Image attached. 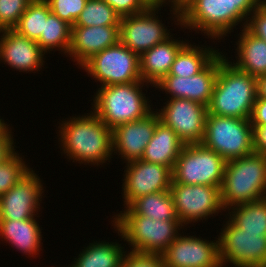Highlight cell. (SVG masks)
I'll use <instances>...</instances> for the list:
<instances>
[{
	"label": "cell",
	"instance_id": "7c38bea8",
	"mask_svg": "<svg viewBox=\"0 0 266 267\" xmlns=\"http://www.w3.org/2000/svg\"><path fill=\"white\" fill-rule=\"evenodd\" d=\"M157 11L146 9L120 19V42L139 56L172 36L159 20Z\"/></svg>",
	"mask_w": 266,
	"mask_h": 267
},
{
	"label": "cell",
	"instance_id": "83f0119b",
	"mask_svg": "<svg viewBox=\"0 0 266 267\" xmlns=\"http://www.w3.org/2000/svg\"><path fill=\"white\" fill-rule=\"evenodd\" d=\"M228 211V218L243 233L266 234V197L230 207Z\"/></svg>",
	"mask_w": 266,
	"mask_h": 267
},
{
	"label": "cell",
	"instance_id": "ab89813d",
	"mask_svg": "<svg viewBox=\"0 0 266 267\" xmlns=\"http://www.w3.org/2000/svg\"><path fill=\"white\" fill-rule=\"evenodd\" d=\"M252 127L254 152L266 155V125Z\"/></svg>",
	"mask_w": 266,
	"mask_h": 267
},
{
	"label": "cell",
	"instance_id": "44dd1931",
	"mask_svg": "<svg viewBox=\"0 0 266 267\" xmlns=\"http://www.w3.org/2000/svg\"><path fill=\"white\" fill-rule=\"evenodd\" d=\"M186 43L170 36L139 56L141 79L146 86L149 83L154 87L169 74L176 55Z\"/></svg>",
	"mask_w": 266,
	"mask_h": 267
},
{
	"label": "cell",
	"instance_id": "8fae6325",
	"mask_svg": "<svg viewBox=\"0 0 266 267\" xmlns=\"http://www.w3.org/2000/svg\"><path fill=\"white\" fill-rule=\"evenodd\" d=\"M159 109V118L185 144L202 143L205 135L207 106L185 98L167 99Z\"/></svg>",
	"mask_w": 266,
	"mask_h": 267
},
{
	"label": "cell",
	"instance_id": "8d00e7d4",
	"mask_svg": "<svg viewBox=\"0 0 266 267\" xmlns=\"http://www.w3.org/2000/svg\"><path fill=\"white\" fill-rule=\"evenodd\" d=\"M245 28L255 37L266 41V9L256 8L248 17Z\"/></svg>",
	"mask_w": 266,
	"mask_h": 267
},
{
	"label": "cell",
	"instance_id": "836d02e7",
	"mask_svg": "<svg viewBox=\"0 0 266 267\" xmlns=\"http://www.w3.org/2000/svg\"><path fill=\"white\" fill-rule=\"evenodd\" d=\"M32 0H0V30L13 29Z\"/></svg>",
	"mask_w": 266,
	"mask_h": 267
},
{
	"label": "cell",
	"instance_id": "30bf717a",
	"mask_svg": "<svg viewBox=\"0 0 266 267\" xmlns=\"http://www.w3.org/2000/svg\"><path fill=\"white\" fill-rule=\"evenodd\" d=\"M170 192L177 218L183 226L202 218L207 219L220 210L224 211L220 188L216 186L171 182Z\"/></svg>",
	"mask_w": 266,
	"mask_h": 267
},
{
	"label": "cell",
	"instance_id": "74e56055",
	"mask_svg": "<svg viewBox=\"0 0 266 267\" xmlns=\"http://www.w3.org/2000/svg\"><path fill=\"white\" fill-rule=\"evenodd\" d=\"M111 6L120 17L130 16L145 11L147 8L141 0H103Z\"/></svg>",
	"mask_w": 266,
	"mask_h": 267
},
{
	"label": "cell",
	"instance_id": "5bb4252c",
	"mask_svg": "<svg viewBox=\"0 0 266 267\" xmlns=\"http://www.w3.org/2000/svg\"><path fill=\"white\" fill-rule=\"evenodd\" d=\"M125 167L124 207L140 196L170 190L172 171L168 167L143 160L129 162Z\"/></svg>",
	"mask_w": 266,
	"mask_h": 267
},
{
	"label": "cell",
	"instance_id": "9a60e30c",
	"mask_svg": "<svg viewBox=\"0 0 266 267\" xmlns=\"http://www.w3.org/2000/svg\"><path fill=\"white\" fill-rule=\"evenodd\" d=\"M160 255L165 267H221L218 240L179 234Z\"/></svg>",
	"mask_w": 266,
	"mask_h": 267
},
{
	"label": "cell",
	"instance_id": "277c9868",
	"mask_svg": "<svg viewBox=\"0 0 266 267\" xmlns=\"http://www.w3.org/2000/svg\"><path fill=\"white\" fill-rule=\"evenodd\" d=\"M144 81L114 84L98 88L93 99V112L110 129L144 118L151 110L142 92Z\"/></svg>",
	"mask_w": 266,
	"mask_h": 267
},
{
	"label": "cell",
	"instance_id": "ac0fdd59",
	"mask_svg": "<svg viewBox=\"0 0 266 267\" xmlns=\"http://www.w3.org/2000/svg\"><path fill=\"white\" fill-rule=\"evenodd\" d=\"M180 25L206 33L213 39L225 36V1L190 0L180 9Z\"/></svg>",
	"mask_w": 266,
	"mask_h": 267
},
{
	"label": "cell",
	"instance_id": "e0dca14e",
	"mask_svg": "<svg viewBox=\"0 0 266 267\" xmlns=\"http://www.w3.org/2000/svg\"><path fill=\"white\" fill-rule=\"evenodd\" d=\"M159 120V114L152 109L144 118L114 128L112 130L113 152L121 155L122 159H125L124 162L127 161L126 163L141 160Z\"/></svg>",
	"mask_w": 266,
	"mask_h": 267
},
{
	"label": "cell",
	"instance_id": "f546056e",
	"mask_svg": "<svg viewBox=\"0 0 266 267\" xmlns=\"http://www.w3.org/2000/svg\"><path fill=\"white\" fill-rule=\"evenodd\" d=\"M50 13L49 5L45 0H32L13 30L28 39L37 41L44 33L45 20Z\"/></svg>",
	"mask_w": 266,
	"mask_h": 267
},
{
	"label": "cell",
	"instance_id": "4fadbf2b",
	"mask_svg": "<svg viewBox=\"0 0 266 267\" xmlns=\"http://www.w3.org/2000/svg\"><path fill=\"white\" fill-rule=\"evenodd\" d=\"M30 168L6 193L0 196V220H25L36 217L43 185ZM36 213V214H35Z\"/></svg>",
	"mask_w": 266,
	"mask_h": 267
},
{
	"label": "cell",
	"instance_id": "4dcf8cb0",
	"mask_svg": "<svg viewBox=\"0 0 266 267\" xmlns=\"http://www.w3.org/2000/svg\"><path fill=\"white\" fill-rule=\"evenodd\" d=\"M121 17L103 0H87L73 26H120Z\"/></svg>",
	"mask_w": 266,
	"mask_h": 267
},
{
	"label": "cell",
	"instance_id": "2e32d148",
	"mask_svg": "<svg viewBox=\"0 0 266 267\" xmlns=\"http://www.w3.org/2000/svg\"><path fill=\"white\" fill-rule=\"evenodd\" d=\"M219 70V54L199 73L190 77L166 75L154 87L169 94V99L185 98L209 106Z\"/></svg>",
	"mask_w": 266,
	"mask_h": 267
},
{
	"label": "cell",
	"instance_id": "484cf974",
	"mask_svg": "<svg viewBox=\"0 0 266 267\" xmlns=\"http://www.w3.org/2000/svg\"><path fill=\"white\" fill-rule=\"evenodd\" d=\"M99 241L90 243L87 248L75 258L70 267H121L126 251L121 244Z\"/></svg>",
	"mask_w": 266,
	"mask_h": 267
},
{
	"label": "cell",
	"instance_id": "1f68e13d",
	"mask_svg": "<svg viewBox=\"0 0 266 267\" xmlns=\"http://www.w3.org/2000/svg\"><path fill=\"white\" fill-rule=\"evenodd\" d=\"M18 153H14L9 159L0 164V196L11 189L28 171Z\"/></svg>",
	"mask_w": 266,
	"mask_h": 267
},
{
	"label": "cell",
	"instance_id": "f1b7e54d",
	"mask_svg": "<svg viewBox=\"0 0 266 267\" xmlns=\"http://www.w3.org/2000/svg\"><path fill=\"white\" fill-rule=\"evenodd\" d=\"M71 28L70 24L51 12L45 20L44 33L36 42L45 53L57 48L64 54H68Z\"/></svg>",
	"mask_w": 266,
	"mask_h": 267
},
{
	"label": "cell",
	"instance_id": "ba28073f",
	"mask_svg": "<svg viewBox=\"0 0 266 267\" xmlns=\"http://www.w3.org/2000/svg\"><path fill=\"white\" fill-rule=\"evenodd\" d=\"M81 68L101 83V87L142 81L139 55L120 41L92 56Z\"/></svg>",
	"mask_w": 266,
	"mask_h": 267
},
{
	"label": "cell",
	"instance_id": "5b68a950",
	"mask_svg": "<svg viewBox=\"0 0 266 267\" xmlns=\"http://www.w3.org/2000/svg\"><path fill=\"white\" fill-rule=\"evenodd\" d=\"M112 221L114 229L136 253L161 254L179 235V220H154L139 214H118Z\"/></svg>",
	"mask_w": 266,
	"mask_h": 267
},
{
	"label": "cell",
	"instance_id": "6da1fadb",
	"mask_svg": "<svg viewBox=\"0 0 266 267\" xmlns=\"http://www.w3.org/2000/svg\"><path fill=\"white\" fill-rule=\"evenodd\" d=\"M62 121L59 139L64 154L73 162L103 164L113 153L112 129L92 111Z\"/></svg>",
	"mask_w": 266,
	"mask_h": 267
},
{
	"label": "cell",
	"instance_id": "b9f144b4",
	"mask_svg": "<svg viewBox=\"0 0 266 267\" xmlns=\"http://www.w3.org/2000/svg\"><path fill=\"white\" fill-rule=\"evenodd\" d=\"M171 2V10L173 12V15H175V20L177 19V22L178 24L176 25H180V10H177V9H173V0H141V2L143 3V5L147 8V9H160V7L162 6V4L164 5L165 4H169V3H166V2Z\"/></svg>",
	"mask_w": 266,
	"mask_h": 267
},
{
	"label": "cell",
	"instance_id": "f35d334b",
	"mask_svg": "<svg viewBox=\"0 0 266 267\" xmlns=\"http://www.w3.org/2000/svg\"><path fill=\"white\" fill-rule=\"evenodd\" d=\"M250 122L252 126L266 125V99L261 98L258 95L253 105Z\"/></svg>",
	"mask_w": 266,
	"mask_h": 267
},
{
	"label": "cell",
	"instance_id": "4316f807",
	"mask_svg": "<svg viewBox=\"0 0 266 267\" xmlns=\"http://www.w3.org/2000/svg\"><path fill=\"white\" fill-rule=\"evenodd\" d=\"M214 48L189 44L180 49L168 75L190 77L202 71L219 53Z\"/></svg>",
	"mask_w": 266,
	"mask_h": 267
},
{
	"label": "cell",
	"instance_id": "d590c367",
	"mask_svg": "<svg viewBox=\"0 0 266 267\" xmlns=\"http://www.w3.org/2000/svg\"><path fill=\"white\" fill-rule=\"evenodd\" d=\"M121 267H165L160 254L136 253L125 254Z\"/></svg>",
	"mask_w": 266,
	"mask_h": 267
},
{
	"label": "cell",
	"instance_id": "d6a6232c",
	"mask_svg": "<svg viewBox=\"0 0 266 267\" xmlns=\"http://www.w3.org/2000/svg\"><path fill=\"white\" fill-rule=\"evenodd\" d=\"M225 1V36L232 32L234 26L245 21L257 8V0H224ZM246 18V19H245Z\"/></svg>",
	"mask_w": 266,
	"mask_h": 267
},
{
	"label": "cell",
	"instance_id": "60d3db41",
	"mask_svg": "<svg viewBox=\"0 0 266 267\" xmlns=\"http://www.w3.org/2000/svg\"><path fill=\"white\" fill-rule=\"evenodd\" d=\"M11 133L12 132L10 130L4 137H0V164L5 162L16 152Z\"/></svg>",
	"mask_w": 266,
	"mask_h": 267
},
{
	"label": "cell",
	"instance_id": "d6986e66",
	"mask_svg": "<svg viewBox=\"0 0 266 267\" xmlns=\"http://www.w3.org/2000/svg\"><path fill=\"white\" fill-rule=\"evenodd\" d=\"M120 26H72L68 54L82 66L95 54L120 41Z\"/></svg>",
	"mask_w": 266,
	"mask_h": 267
},
{
	"label": "cell",
	"instance_id": "d4e9b609",
	"mask_svg": "<svg viewBox=\"0 0 266 267\" xmlns=\"http://www.w3.org/2000/svg\"><path fill=\"white\" fill-rule=\"evenodd\" d=\"M119 214H139L154 220H179L170 190L143 195L133 200Z\"/></svg>",
	"mask_w": 266,
	"mask_h": 267
},
{
	"label": "cell",
	"instance_id": "7402d4cb",
	"mask_svg": "<svg viewBox=\"0 0 266 267\" xmlns=\"http://www.w3.org/2000/svg\"><path fill=\"white\" fill-rule=\"evenodd\" d=\"M185 143L162 121L156 123L152 139L147 144L141 160L174 169L175 162Z\"/></svg>",
	"mask_w": 266,
	"mask_h": 267
},
{
	"label": "cell",
	"instance_id": "603a6c76",
	"mask_svg": "<svg viewBox=\"0 0 266 267\" xmlns=\"http://www.w3.org/2000/svg\"><path fill=\"white\" fill-rule=\"evenodd\" d=\"M41 229L36 218L25 220H0V238L11 243L18 251L30 256L41 250Z\"/></svg>",
	"mask_w": 266,
	"mask_h": 267
},
{
	"label": "cell",
	"instance_id": "3957f363",
	"mask_svg": "<svg viewBox=\"0 0 266 267\" xmlns=\"http://www.w3.org/2000/svg\"><path fill=\"white\" fill-rule=\"evenodd\" d=\"M220 193L224 211L266 197V155L253 152L228 161Z\"/></svg>",
	"mask_w": 266,
	"mask_h": 267
},
{
	"label": "cell",
	"instance_id": "52a82bcc",
	"mask_svg": "<svg viewBox=\"0 0 266 267\" xmlns=\"http://www.w3.org/2000/svg\"><path fill=\"white\" fill-rule=\"evenodd\" d=\"M226 163L202 143L185 144L172 170L171 182L221 188Z\"/></svg>",
	"mask_w": 266,
	"mask_h": 267
},
{
	"label": "cell",
	"instance_id": "7a4b0ae2",
	"mask_svg": "<svg viewBox=\"0 0 266 267\" xmlns=\"http://www.w3.org/2000/svg\"><path fill=\"white\" fill-rule=\"evenodd\" d=\"M257 95V78L238 70L219 53V70L208 113L250 119Z\"/></svg>",
	"mask_w": 266,
	"mask_h": 267
},
{
	"label": "cell",
	"instance_id": "f6af8a7d",
	"mask_svg": "<svg viewBox=\"0 0 266 267\" xmlns=\"http://www.w3.org/2000/svg\"><path fill=\"white\" fill-rule=\"evenodd\" d=\"M190 0H173V9L180 10Z\"/></svg>",
	"mask_w": 266,
	"mask_h": 267
},
{
	"label": "cell",
	"instance_id": "e575fe53",
	"mask_svg": "<svg viewBox=\"0 0 266 267\" xmlns=\"http://www.w3.org/2000/svg\"><path fill=\"white\" fill-rule=\"evenodd\" d=\"M50 11L73 26L84 9L87 0H45Z\"/></svg>",
	"mask_w": 266,
	"mask_h": 267
},
{
	"label": "cell",
	"instance_id": "7bdbcfd3",
	"mask_svg": "<svg viewBox=\"0 0 266 267\" xmlns=\"http://www.w3.org/2000/svg\"><path fill=\"white\" fill-rule=\"evenodd\" d=\"M258 96L266 99V74L257 78Z\"/></svg>",
	"mask_w": 266,
	"mask_h": 267
},
{
	"label": "cell",
	"instance_id": "ee69618b",
	"mask_svg": "<svg viewBox=\"0 0 266 267\" xmlns=\"http://www.w3.org/2000/svg\"><path fill=\"white\" fill-rule=\"evenodd\" d=\"M8 126L4 120L0 119V137H4L9 132Z\"/></svg>",
	"mask_w": 266,
	"mask_h": 267
},
{
	"label": "cell",
	"instance_id": "9c48e42d",
	"mask_svg": "<svg viewBox=\"0 0 266 267\" xmlns=\"http://www.w3.org/2000/svg\"><path fill=\"white\" fill-rule=\"evenodd\" d=\"M218 236L221 267H266V234L243 233L230 219Z\"/></svg>",
	"mask_w": 266,
	"mask_h": 267
},
{
	"label": "cell",
	"instance_id": "cb8c5ba5",
	"mask_svg": "<svg viewBox=\"0 0 266 267\" xmlns=\"http://www.w3.org/2000/svg\"><path fill=\"white\" fill-rule=\"evenodd\" d=\"M240 39L237 42V61L233 66L253 77L266 74V41L252 35L242 27Z\"/></svg>",
	"mask_w": 266,
	"mask_h": 267
},
{
	"label": "cell",
	"instance_id": "bcb514c9",
	"mask_svg": "<svg viewBox=\"0 0 266 267\" xmlns=\"http://www.w3.org/2000/svg\"><path fill=\"white\" fill-rule=\"evenodd\" d=\"M257 8L266 9V0H257Z\"/></svg>",
	"mask_w": 266,
	"mask_h": 267
},
{
	"label": "cell",
	"instance_id": "8992f818",
	"mask_svg": "<svg viewBox=\"0 0 266 267\" xmlns=\"http://www.w3.org/2000/svg\"><path fill=\"white\" fill-rule=\"evenodd\" d=\"M202 144L226 162L254 152L250 119L207 114Z\"/></svg>",
	"mask_w": 266,
	"mask_h": 267
},
{
	"label": "cell",
	"instance_id": "ffe728a7",
	"mask_svg": "<svg viewBox=\"0 0 266 267\" xmlns=\"http://www.w3.org/2000/svg\"><path fill=\"white\" fill-rule=\"evenodd\" d=\"M0 33V61L19 72L38 71L43 66L45 52L36 41L13 29L0 30Z\"/></svg>",
	"mask_w": 266,
	"mask_h": 267
}]
</instances>
